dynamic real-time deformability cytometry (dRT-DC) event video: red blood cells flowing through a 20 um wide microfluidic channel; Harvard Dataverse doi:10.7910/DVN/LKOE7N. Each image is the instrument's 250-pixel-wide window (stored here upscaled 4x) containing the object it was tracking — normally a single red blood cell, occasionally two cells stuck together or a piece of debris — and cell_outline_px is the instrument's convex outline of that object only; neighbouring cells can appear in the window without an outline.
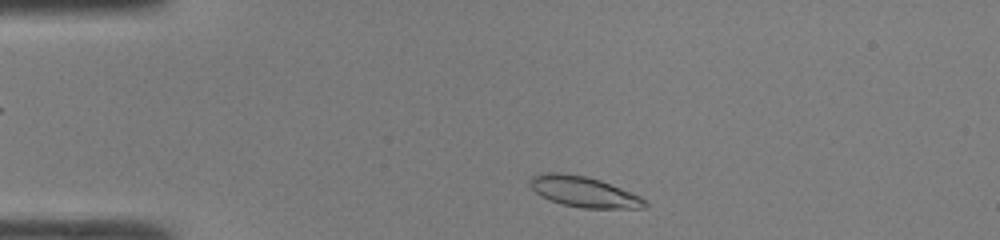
{"species": "common noctule bat (a hibernating species)", "species_latin": "Nyctalus noctula", "temperature_condition": "room temperature", "stored_images_in_passage": 39, "camera_frame_rate_fps": 3000, "um_per_image_px": 0.085, "animal": {"sex": "male", "body_mass_g": 19.0, "forearm_length_mm": 50.8}, "frame": {"image": 1, "passage_image": 2, "time_ms": 0.333, "image_size_px": [1000, 240], "cell_outline_px": [[648, 204], [644, 208], [584, 208], [564, 204], [548, 200], [540, 196], [528, 184], [528, 180], [532, 176], [540, 172], [564, 172], [584, 176], [600, 180], [640, 196], [648, 200]], "centroid_in_image_um": [49.58, 16.29], "position_along_channel_um": 35.4, "area_um2": 20.63}}
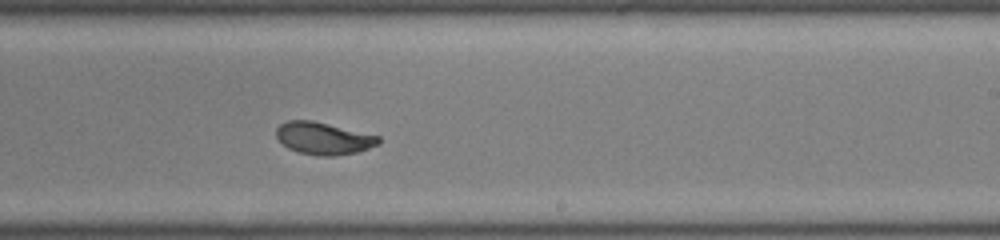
{"frame": {"image": 2, "passage_image": 21, "time_ms": 6.667, "image_size_px": [1000, 240], "cell_outline_px": [[380, 144], [356, 152], [336, 156], [316, 156], [300, 152], [288, 148], [276, 136], [276, 128], [280, 124], [288, 120], [312, 120], [380, 136]], "centroid_in_image_um": [27.5, 11.76], "position_along_channel_um": 261.5, "area_um2": 19.19}}
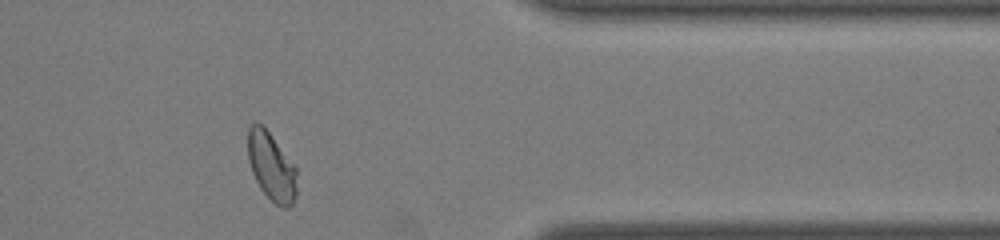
{"frame": {"image": 3, "passage_image": 31, "time_ms": 10.0, "image_size_px": [1000, 240], "cell_outline_px": [[296, 196], [292, 204], [288, 208], [284, 208], [276, 204], [260, 188], [252, 172], [248, 160], [248, 128], [256, 120], [268, 132], [296, 168]], "centroid_in_image_um": [23.06, 14.17], "position_along_channel_um": 388.3, "area_um2": 19.07}, "authors_computed_cell_mechanics": {"area_um2": 19.7098, "velocity_mm_per_s": 4.2614, "shape_relaxation_time_tau1_ms": 2.3288, "shape_relaxation_time_tau2_ms": 0.7928, "deformation_change_tau1": 0.1565, "deformation_change_tau2": 0.0557}}